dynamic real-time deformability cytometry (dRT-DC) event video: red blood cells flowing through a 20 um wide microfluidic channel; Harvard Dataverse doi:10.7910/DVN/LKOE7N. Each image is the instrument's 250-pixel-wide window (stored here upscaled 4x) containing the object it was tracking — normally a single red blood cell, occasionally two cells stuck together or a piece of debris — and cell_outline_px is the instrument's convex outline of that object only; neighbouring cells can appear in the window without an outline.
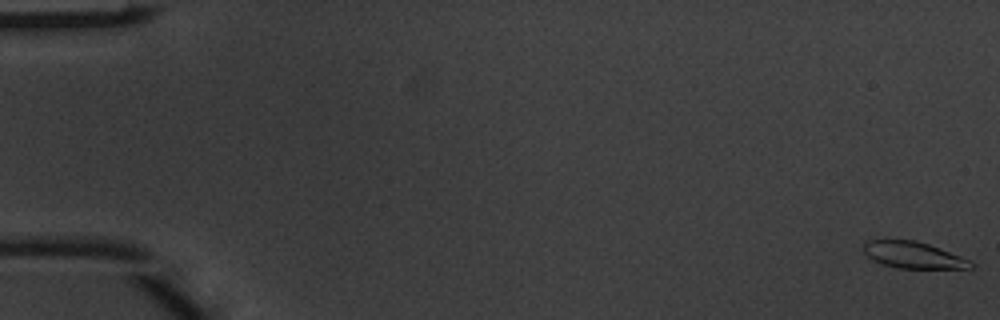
{"species": "common noctule bat (a hibernating species)", "species_latin": "Nyctalus noctula", "temperature_condition": "warm", "stored_images_in_passage": 6, "camera_frame_rate_fps": 3000, "um_per_image_px": 0.085, "animal": {"sex": "male", "body_mass_g": 20.1, "forearm_length_mm": 53.5}, "frame": {"image": 1, "passage_image": 1, "time_ms": 0.0, "image_size_px": [1000, 320], "cell_outline_px": [[976, 264], [972, 268], [900, 268], [884, 264], [872, 260], [864, 252], [864, 240], [884, 236], [916, 240], [940, 248], [972, 260]], "centroid_in_image_um": [77.57, 21.61], "position_along_channel_um": 7.4, "area_um2": 17.34}}